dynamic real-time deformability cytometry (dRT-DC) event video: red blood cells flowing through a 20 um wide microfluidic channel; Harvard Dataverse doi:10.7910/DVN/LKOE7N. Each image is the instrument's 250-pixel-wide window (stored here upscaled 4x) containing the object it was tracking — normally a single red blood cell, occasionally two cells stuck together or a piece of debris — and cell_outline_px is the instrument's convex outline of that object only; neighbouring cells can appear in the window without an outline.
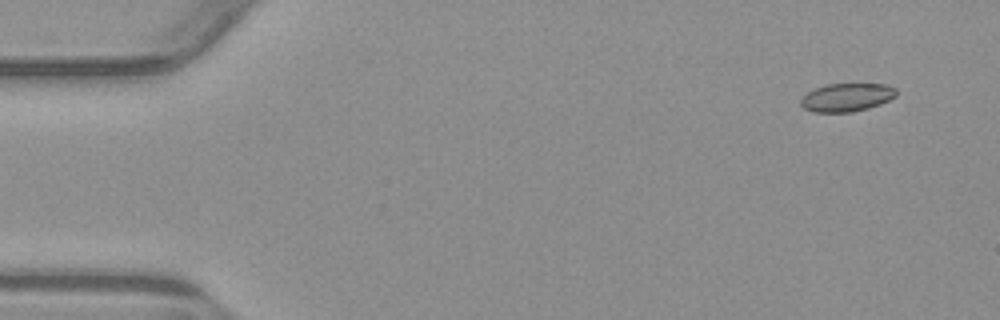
{"species": "common noctule bat (a hibernating species)", "species_latin": "Nyctalus noctula", "temperature_condition": "warm", "stored_images_in_passage": 6, "camera_frame_rate_fps": 3000, "um_per_image_px": 0.085, "animal": {"sex": "male", "body_mass_g": 23.1, "forearm_length_mm": 52.7}, "frame": {"image": 1, "passage_image": 1, "time_ms": 0.0, "image_size_px": [1000, 320], "cell_outline_px": [[896, 96], [880, 104], [868, 108], [852, 112], [812, 112], [804, 108], [800, 104], [800, 100], [808, 92], [816, 88], [828, 84], [888, 84], [896, 88]], "centroid_in_image_um": [71.98, 8.28], "position_along_channel_um": 13.0, "area_um2": 15.66}}
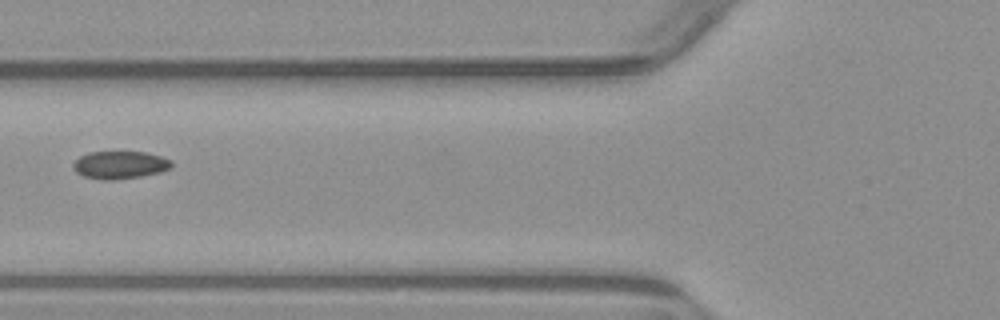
{"frame": {"image": 2, "passage_image": 5, "time_ms": 5.667, "image_size_px": [1000, 320], "cell_outline_px": [[172, 168], [160, 172], [140, 176], [116, 180], [100, 180], [84, 176], [76, 172], [72, 168], [72, 164], [80, 156], [88, 152], [144, 152], [160, 156], [172, 160]], "centroid_in_image_um": [10.18, 14.02], "position_along_channel_um": 115.6, "area_um2": 15.95}}
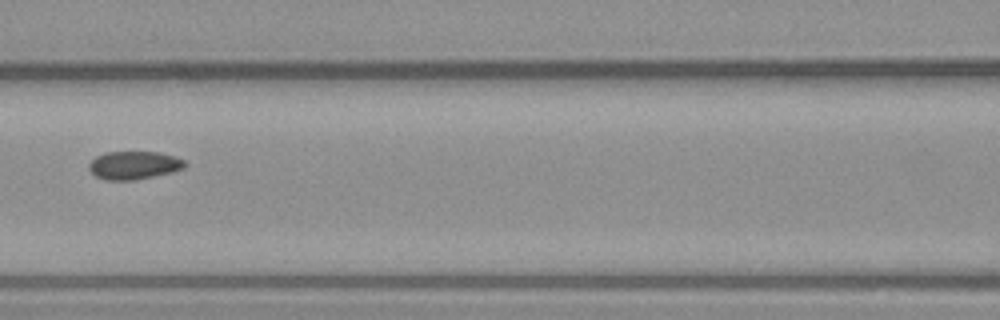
{"frame": {"image": 3, "passage_image": 6, "time_ms": 6.667, "image_size_px": [1000, 320], "cell_outline_px": [[188, 164], [184, 168], [172, 172], [132, 180], [108, 180], [96, 176], [88, 168], [88, 164], [96, 156], [104, 152], [160, 152], [184, 160]], "centroid_in_image_um": [11.38, 14.03], "position_along_channel_um": 155.2, "area_um2": 15.61}}